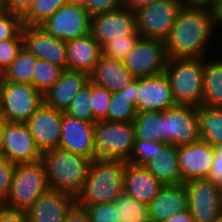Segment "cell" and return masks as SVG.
Here are the masks:
<instances>
[{
    "instance_id": "obj_1",
    "label": "cell",
    "mask_w": 222,
    "mask_h": 222,
    "mask_svg": "<svg viewBox=\"0 0 222 222\" xmlns=\"http://www.w3.org/2000/svg\"><path fill=\"white\" fill-rule=\"evenodd\" d=\"M215 28L213 10L182 7L164 41L168 58H206Z\"/></svg>"
},
{
    "instance_id": "obj_2",
    "label": "cell",
    "mask_w": 222,
    "mask_h": 222,
    "mask_svg": "<svg viewBox=\"0 0 222 222\" xmlns=\"http://www.w3.org/2000/svg\"><path fill=\"white\" fill-rule=\"evenodd\" d=\"M50 189L74 196L82 193L92 159L60 148L42 153Z\"/></svg>"
},
{
    "instance_id": "obj_3",
    "label": "cell",
    "mask_w": 222,
    "mask_h": 222,
    "mask_svg": "<svg viewBox=\"0 0 222 222\" xmlns=\"http://www.w3.org/2000/svg\"><path fill=\"white\" fill-rule=\"evenodd\" d=\"M123 160L96 158L92 160L79 205L114 202L123 191Z\"/></svg>"
},
{
    "instance_id": "obj_4",
    "label": "cell",
    "mask_w": 222,
    "mask_h": 222,
    "mask_svg": "<svg viewBox=\"0 0 222 222\" xmlns=\"http://www.w3.org/2000/svg\"><path fill=\"white\" fill-rule=\"evenodd\" d=\"M176 104L200 107L203 100L204 58H172L164 70Z\"/></svg>"
},
{
    "instance_id": "obj_5",
    "label": "cell",
    "mask_w": 222,
    "mask_h": 222,
    "mask_svg": "<svg viewBox=\"0 0 222 222\" xmlns=\"http://www.w3.org/2000/svg\"><path fill=\"white\" fill-rule=\"evenodd\" d=\"M49 189L48 177L41 160L19 163L15 165L9 193L0 204L26 212Z\"/></svg>"
},
{
    "instance_id": "obj_6",
    "label": "cell",
    "mask_w": 222,
    "mask_h": 222,
    "mask_svg": "<svg viewBox=\"0 0 222 222\" xmlns=\"http://www.w3.org/2000/svg\"><path fill=\"white\" fill-rule=\"evenodd\" d=\"M135 140L133 122L96 121L94 124L95 159H113L127 162Z\"/></svg>"
},
{
    "instance_id": "obj_7",
    "label": "cell",
    "mask_w": 222,
    "mask_h": 222,
    "mask_svg": "<svg viewBox=\"0 0 222 222\" xmlns=\"http://www.w3.org/2000/svg\"><path fill=\"white\" fill-rule=\"evenodd\" d=\"M0 97L6 122L26 123L43 104L42 93L33 85L7 81L1 76Z\"/></svg>"
},
{
    "instance_id": "obj_8",
    "label": "cell",
    "mask_w": 222,
    "mask_h": 222,
    "mask_svg": "<svg viewBox=\"0 0 222 222\" xmlns=\"http://www.w3.org/2000/svg\"><path fill=\"white\" fill-rule=\"evenodd\" d=\"M180 0H161L136 10V30L143 38L165 41L174 25L179 11Z\"/></svg>"
},
{
    "instance_id": "obj_9",
    "label": "cell",
    "mask_w": 222,
    "mask_h": 222,
    "mask_svg": "<svg viewBox=\"0 0 222 222\" xmlns=\"http://www.w3.org/2000/svg\"><path fill=\"white\" fill-rule=\"evenodd\" d=\"M168 60L164 41L140 37L122 62L125 68L138 78L163 73Z\"/></svg>"
},
{
    "instance_id": "obj_10",
    "label": "cell",
    "mask_w": 222,
    "mask_h": 222,
    "mask_svg": "<svg viewBox=\"0 0 222 222\" xmlns=\"http://www.w3.org/2000/svg\"><path fill=\"white\" fill-rule=\"evenodd\" d=\"M199 139L197 107L176 104L163 111L162 142L178 147Z\"/></svg>"
},
{
    "instance_id": "obj_11",
    "label": "cell",
    "mask_w": 222,
    "mask_h": 222,
    "mask_svg": "<svg viewBox=\"0 0 222 222\" xmlns=\"http://www.w3.org/2000/svg\"><path fill=\"white\" fill-rule=\"evenodd\" d=\"M91 16L82 6L66 3L40 27L57 39L68 41L90 33Z\"/></svg>"
},
{
    "instance_id": "obj_12",
    "label": "cell",
    "mask_w": 222,
    "mask_h": 222,
    "mask_svg": "<svg viewBox=\"0 0 222 222\" xmlns=\"http://www.w3.org/2000/svg\"><path fill=\"white\" fill-rule=\"evenodd\" d=\"M188 210L194 222H218L220 214V188L208 178L185 182Z\"/></svg>"
},
{
    "instance_id": "obj_13",
    "label": "cell",
    "mask_w": 222,
    "mask_h": 222,
    "mask_svg": "<svg viewBox=\"0 0 222 222\" xmlns=\"http://www.w3.org/2000/svg\"><path fill=\"white\" fill-rule=\"evenodd\" d=\"M136 31L135 13L126 6L91 17L90 33L101 48L109 41L125 39Z\"/></svg>"
},
{
    "instance_id": "obj_14",
    "label": "cell",
    "mask_w": 222,
    "mask_h": 222,
    "mask_svg": "<svg viewBox=\"0 0 222 222\" xmlns=\"http://www.w3.org/2000/svg\"><path fill=\"white\" fill-rule=\"evenodd\" d=\"M23 48L37 59H43L67 70L65 41L47 33L40 26H23Z\"/></svg>"
},
{
    "instance_id": "obj_15",
    "label": "cell",
    "mask_w": 222,
    "mask_h": 222,
    "mask_svg": "<svg viewBox=\"0 0 222 222\" xmlns=\"http://www.w3.org/2000/svg\"><path fill=\"white\" fill-rule=\"evenodd\" d=\"M63 112L42 104L25 123L41 153L59 148Z\"/></svg>"
},
{
    "instance_id": "obj_16",
    "label": "cell",
    "mask_w": 222,
    "mask_h": 222,
    "mask_svg": "<svg viewBox=\"0 0 222 222\" xmlns=\"http://www.w3.org/2000/svg\"><path fill=\"white\" fill-rule=\"evenodd\" d=\"M2 155L14 164L41 160L42 153L25 123L6 122Z\"/></svg>"
},
{
    "instance_id": "obj_17",
    "label": "cell",
    "mask_w": 222,
    "mask_h": 222,
    "mask_svg": "<svg viewBox=\"0 0 222 222\" xmlns=\"http://www.w3.org/2000/svg\"><path fill=\"white\" fill-rule=\"evenodd\" d=\"M177 154L182 184L193 179L208 178L214 161V149L207 141L199 139L178 146Z\"/></svg>"
},
{
    "instance_id": "obj_18",
    "label": "cell",
    "mask_w": 222,
    "mask_h": 222,
    "mask_svg": "<svg viewBox=\"0 0 222 222\" xmlns=\"http://www.w3.org/2000/svg\"><path fill=\"white\" fill-rule=\"evenodd\" d=\"M176 105L165 73L138 77L136 111H165Z\"/></svg>"
},
{
    "instance_id": "obj_19",
    "label": "cell",
    "mask_w": 222,
    "mask_h": 222,
    "mask_svg": "<svg viewBox=\"0 0 222 222\" xmlns=\"http://www.w3.org/2000/svg\"><path fill=\"white\" fill-rule=\"evenodd\" d=\"M94 124L79 120L63 112L59 148L95 159Z\"/></svg>"
},
{
    "instance_id": "obj_20",
    "label": "cell",
    "mask_w": 222,
    "mask_h": 222,
    "mask_svg": "<svg viewBox=\"0 0 222 222\" xmlns=\"http://www.w3.org/2000/svg\"><path fill=\"white\" fill-rule=\"evenodd\" d=\"M76 202L74 196L49 189L26 211L28 222H64Z\"/></svg>"
},
{
    "instance_id": "obj_21",
    "label": "cell",
    "mask_w": 222,
    "mask_h": 222,
    "mask_svg": "<svg viewBox=\"0 0 222 222\" xmlns=\"http://www.w3.org/2000/svg\"><path fill=\"white\" fill-rule=\"evenodd\" d=\"M88 82V74L65 70L61 77L42 93L43 104L65 112L79 90Z\"/></svg>"
},
{
    "instance_id": "obj_22",
    "label": "cell",
    "mask_w": 222,
    "mask_h": 222,
    "mask_svg": "<svg viewBox=\"0 0 222 222\" xmlns=\"http://www.w3.org/2000/svg\"><path fill=\"white\" fill-rule=\"evenodd\" d=\"M188 210L185 183L163 186L148 205L150 222H163L172 215Z\"/></svg>"
},
{
    "instance_id": "obj_23",
    "label": "cell",
    "mask_w": 222,
    "mask_h": 222,
    "mask_svg": "<svg viewBox=\"0 0 222 222\" xmlns=\"http://www.w3.org/2000/svg\"><path fill=\"white\" fill-rule=\"evenodd\" d=\"M163 186L144 166L126 162L123 170V190L134 199L149 205Z\"/></svg>"
},
{
    "instance_id": "obj_24",
    "label": "cell",
    "mask_w": 222,
    "mask_h": 222,
    "mask_svg": "<svg viewBox=\"0 0 222 222\" xmlns=\"http://www.w3.org/2000/svg\"><path fill=\"white\" fill-rule=\"evenodd\" d=\"M67 70L90 74L102 56V48L91 33L65 42Z\"/></svg>"
},
{
    "instance_id": "obj_25",
    "label": "cell",
    "mask_w": 222,
    "mask_h": 222,
    "mask_svg": "<svg viewBox=\"0 0 222 222\" xmlns=\"http://www.w3.org/2000/svg\"><path fill=\"white\" fill-rule=\"evenodd\" d=\"M121 60L101 56L89 74V81L107 88L111 93L119 92L135 80Z\"/></svg>"
},
{
    "instance_id": "obj_26",
    "label": "cell",
    "mask_w": 222,
    "mask_h": 222,
    "mask_svg": "<svg viewBox=\"0 0 222 222\" xmlns=\"http://www.w3.org/2000/svg\"><path fill=\"white\" fill-rule=\"evenodd\" d=\"M144 167L164 186L182 184L177 146L165 143L162 147H156L153 158Z\"/></svg>"
},
{
    "instance_id": "obj_27",
    "label": "cell",
    "mask_w": 222,
    "mask_h": 222,
    "mask_svg": "<svg viewBox=\"0 0 222 222\" xmlns=\"http://www.w3.org/2000/svg\"><path fill=\"white\" fill-rule=\"evenodd\" d=\"M203 86L202 105L222 108V59L204 58Z\"/></svg>"
},
{
    "instance_id": "obj_28",
    "label": "cell",
    "mask_w": 222,
    "mask_h": 222,
    "mask_svg": "<svg viewBox=\"0 0 222 222\" xmlns=\"http://www.w3.org/2000/svg\"><path fill=\"white\" fill-rule=\"evenodd\" d=\"M197 111L200 139L212 147L222 144V108L201 105Z\"/></svg>"
},
{
    "instance_id": "obj_29",
    "label": "cell",
    "mask_w": 222,
    "mask_h": 222,
    "mask_svg": "<svg viewBox=\"0 0 222 222\" xmlns=\"http://www.w3.org/2000/svg\"><path fill=\"white\" fill-rule=\"evenodd\" d=\"M163 111L137 112L133 124L135 139L162 142Z\"/></svg>"
},
{
    "instance_id": "obj_30",
    "label": "cell",
    "mask_w": 222,
    "mask_h": 222,
    "mask_svg": "<svg viewBox=\"0 0 222 222\" xmlns=\"http://www.w3.org/2000/svg\"><path fill=\"white\" fill-rule=\"evenodd\" d=\"M36 61L37 58L22 47L16 59L4 71L1 77L7 81L32 85Z\"/></svg>"
},
{
    "instance_id": "obj_31",
    "label": "cell",
    "mask_w": 222,
    "mask_h": 222,
    "mask_svg": "<svg viewBox=\"0 0 222 222\" xmlns=\"http://www.w3.org/2000/svg\"><path fill=\"white\" fill-rule=\"evenodd\" d=\"M114 203L119 222H150L148 205L134 199L124 190Z\"/></svg>"
},
{
    "instance_id": "obj_32",
    "label": "cell",
    "mask_w": 222,
    "mask_h": 222,
    "mask_svg": "<svg viewBox=\"0 0 222 222\" xmlns=\"http://www.w3.org/2000/svg\"><path fill=\"white\" fill-rule=\"evenodd\" d=\"M137 114L135 105L130 98L119 92L112 93L107 116L104 120L112 122H133Z\"/></svg>"
},
{
    "instance_id": "obj_33",
    "label": "cell",
    "mask_w": 222,
    "mask_h": 222,
    "mask_svg": "<svg viewBox=\"0 0 222 222\" xmlns=\"http://www.w3.org/2000/svg\"><path fill=\"white\" fill-rule=\"evenodd\" d=\"M68 0H34L28 12L22 17L24 26H40Z\"/></svg>"
},
{
    "instance_id": "obj_34",
    "label": "cell",
    "mask_w": 222,
    "mask_h": 222,
    "mask_svg": "<svg viewBox=\"0 0 222 222\" xmlns=\"http://www.w3.org/2000/svg\"><path fill=\"white\" fill-rule=\"evenodd\" d=\"M65 71L63 67L54 65L43 59H37L33 72L32 85L44 93L50 88Z\"/></svg>"
},
{
    "instance_id": "obj_35",
    "label": "cell",
    "mask_w": 222,
    "mask_h": 222,
    "mask_svg": "<svg viewBox=\"0 0 222 222\" xmlns=\"http://www.w3.org/2000/svg\"><path fill=\"white\" fill-rule=\"evenodd\" d=\"M91 81L79 90L69 107L64 112L70 117L83 120L86 122H94V116L91 109Z\"/></svg>"
},
{
    "instance_id": "obj_36",
    "label": "cell",
    "mask_w": 222,
    "mask_h": 222,
    "mask_svg": "<svg viewBox=\"0 0 222 222\" xmlns=\"http://www.w3.org/2000/svg\"><path fill=\"white\" fill-rule=\"evenodd\" d=\"M140 37V33L136 31L132 36L125 37V39H114L109 41L102 47V55L122 61L132 50Z\"/></svg>"
},
{
    "instance_id": "obj_37",
    "label": "cell",
    "mask_w": 222,
    "mask_h": 222,
    "mask_svg": "<svg viewBox=\"0 0 222 222\" xmlns=\"http://www.w3.org/2000/svg\"><path fill=\"white\" fill-rule=\"evenodd\" d=\"M112 93L103 86L91 82V109L94 122L104 120L111 100Z\"/></svg>"
},
{
    "instance_id": "obj_38",
    "label": "cell",
    "mask_w": 222,
    "mask_h": 222,
    "mask_svg": "<svg viewBox=\"0 0 222 222\" xmlns=\"http://www.w3.org/2000/svg\"><path fill=\"white\" fill-rule=\"evenodd\" d=\"M164 144L165 142L135 139L133 151L127 163L138 166H145L153 158V155L156 152V147H162Z\"/></svg>"
},
{
    "instance_id": "obj_39",
    "label": "cell",
    "mask_w": 222,
    "mask_h": 222,
    "mask_svg": "<svg viewBox=\"0 0 222 222\" xmlns=\"http://www.w3.org/2000/svg\"><path fill=\"white\" fill-rule=\"evenodd\" d=\"M22 17L10 11L0 14V41L7 39H22Z\"/></svg>"
},
{
    "instance_id": "obj_40",
    "label": "cell",
    "mask_w": 222,
    "mask_h": 222,
    "mask_svg": "<svg viewBox=\"0 0 222 222\" xmlns=\"http://www.w3.org/2000/svg\"><path fill=\"white\" fill-rule=\"evenodd\" d=\"M80 206L87 211L90 222H119L114 202Z\"/></svg>"
},
{
    "instance_id": "obj_41",
    "label": "cell",
    "mask_w": 222,
    "mask_h": 222,
    "mask_svg": "<svg viewBox=\"0 0 222 222\" xmlns=\"http://www.w3.org/2000/svg\"><path fill=\"white\" fill-rule=\"evenodd\" d=\"M23 47V39H7L0 41V76L16 59Z\"/></svg>"
},
{
    "instance_id": "obj_42",
    "label": "cell",
    "mask_w": 222,
    "mask_h": 222,
    "mask_svg": "<svg viewBox=\"0 0 222 222\" xmlns=\"http://www.w3.org/2000/svg\"><path fill=\"white\" fill-rule=\"evenodd\" d=\"M15 165L0 154V203L9 193Z\"/></svg>"
},
{
    "instance_id": "obj_43",
    "label": "cell",
    "mask_w": 222,
    "mask_h": 222,
    "mask_svg": "<svg viewBox=\"0 0 222 222\" xmlns=\"http://www.w3.org/2000/svg\"><path fill=\"white\" fill-rule=\"evenodd\" d=\"M124 6V0H87L84 8L92 17L96 14L118 10Z\"/></svg>"
},
{
    "instance_id": "obj_44",
    "label": "cell",
    "mask_w": 222,
    "mask_h": 222,
    "mask_svg": "<svg viewBox=\"0 0 222 222\" xmlns=\"http://www.w3.org/2000/svg\"><path fill=\"white\" fill-rule=\"evenodd\" d=\"M34 0H4V6L6 11H10L13 14L23 17Z\"/></svg>"
},
{
    "instance_id": "obj_45",
    "label": "cell",
    "mask_w": 222,
    "mask_h": 222,
    "mask_svg": "<svg viewBox=\"0 0 222 222\" xmlns=\"http://www.w3.org/2000/svg\"><path fill=\"white\" fill-rule=\"evenodd\" d=\"M0 222H28L25 211L14 210L0 204Z\"/></svg>"
},
{
    "instance_id": "obj_46",
    "label": "cell",
    "mask_w": 222,
    "mask_h": 222,
    "mask_svg": "<svg viewBox=\"0 0 222 222\" xmlns=\"http://www.w3.org/2000/svg\"><path fill=\"white\" fill-rule=\"evenodd\" d=\"M64 222H90L87 211L77 202L67 212Z\"/></svg>"
},
{
    "instance_id": "obj_47",
    "label": "cell",
    "mask_w": 222,
    "mask_h": 222,
    "mask_svg": "<svg viewBox=\"0 0 222 222\" xmlns=\"http://www.w3.org/2000/svg\"><path fill=\"white\" fill-rule=\"evenodd\" d=\"M208 179L217 185L222 181V157L214 153V161Z\"/></svg>"
},
{
    "instance_id": "obj_48",
    "label": "cell",
    "mask_w": 222,
    "mask_h": 222,
    "mask_svg": "<svg viewBox=\"0 0 222 222\" xmlns=\"http://www.w3.org/2000/svg\"><path fill=\"white\" fill-rule=\"evenodd\" d=\"M120 92L125 93L130 98V102L136 105V100L138 96V78L129 83Z\"/></svg>"
},
{
    "instance_id": "obj_49",
    "label": "cell",
    "mask_w": 222,
    "mask_h": 222,
    "mask_svg": "<svg viewBox=\"0 0 222 222\" xmlns=\"http://www.w3.org/2000/svg\"><path fill=\"white\" fill-rule=\"evenodd\" d=\"M163 222H194L193 216L189 210L172 215L169 219Z\"/></svg>"
},
{
    "instance_id": "obj_50",
    "label": "cell",
    "mask_w": 222,
    "mask_h": 222,
    "mask_svg": "<svg viewBox=\"0 0 222 222\" xmlns=\"http://www.w3.org/2000/svg\"><path fill=\"white\" fill-rule=\"evenodd\" d=\"M161 1V0H126L125 6L135 12L141 7L150 5L154 2Z\"/></svg>"
},
{
    "instance_id": "obj_51",
    "label": "cell",
    "mask_w": 222,
    "mask_h": 222,
    "mask_svg": "<svg viewBox=\"0 0 222 222\" xmlns=\"http://www.w3.org/2000/svg\"><path fill=\"white\" fill-rule=\"evenodd\" d=\"M182 7L208 8L209 0H180Z\"/></svg>"
},
{
    "instance_id": "obj_52",
    "label": "cell",
    "mask_w": 222,
    "mask_h": 222,
    "mask_svg": "<svg viewBox=\"0 0 222 222\" xmlns=\"http://www.w3.org/2000/svg\"><path fill=\"white\" fill-rule=\"evenodd\" d=\"M214 12V23L218 27L222 24V3L213 9Z\"/></svg>"
},
{
    "instance_id": "obj_53",
    "label": "cell",
    "mask_w": 222,
    "mask_h": 222,
    "mask_svg": "<svg viewBox=\"0 0 222 222\" xmlns=\"http://www.w3.org/2000/svg\"><path fill=\"white\" fill-rule=\"evenodd\" d=\"M5 127H6V121L5 120L0 121V154H2Z\"/></svg>"
},
{
    "instance_id": "obj_54",
    "label": "cell",
    "mask_w": 222,
    "mask_h": 222,
    "mask_svg": "<svg viewBox=\"0 0 222 222\" xmlns=\"http://www.w3.org/2000/svg\"><path fill=\"white\" fill-rule=\"evenodd\" d=\"M221 3H222V0H209V9L213 10L215 7H217Z\"/></svg>"
},
{
    "instance_id": "obj_55",
    "label": "cell",
    "mask_w": 222,
    "mask_h": 222,
    "mask_svg": "<svg viewBox=\"0 0 222 222\" xmlns=\"http://www.w3.org/2000/svg\"><path fill=\"white\" fill-rule=\"evenodd\" d=\"M86 1L87 0H68L69 3L82 7H85Z\"/></svg>"
},
{
    "instance_id": "obj_56",
    "label": "cell",
    "mask_w": 222,
    "mask_h": 222,
    "mask_svg": "<svg viewBox=\"0 0 222 222\" xmlns=\"http://www.w3.org/2000/svg\"><path fill=\"white\" fill-rule=\"evenodd\" d=\"M213 149H214V153H215L218 157H222V144L213 147Z\"/></svg>"
},
{
    "instance_id": "obj_57",
    "label": "cell",
    "mask_w": 222,
    "mask_h": 222,
    "mask_svg": "<svg viewBox=\"0 0 222 222\" xmlns=\"http://www.w3.org/2000/svg\"><path fill=\"white\" fill-rule=\"evenodd\" d=\"M5 10L4 0H0V14H2Z\"/></svg>"
},
{
    "instance_id": "obj_58",
    "label": "cell",
    "mask_w": 222,
    "mask_h": 222,
    "mask_svg": "<svg viewBox=\"0 0 222 222\" xmlns=\"http://www.w3.org/2000/svg\"><path fill=\"white\" fill-rule=\"evenodd\" d=\"M4 120L3 111H2V102L0 97V121Z\"/></svg>"
},
{
    "instance_id": "obj_59",
    "label": "cell",
    "mask_w": 222,
    "mask_h": 222,
    "mask_svg": "<svg viewBox=\"0 0 222 222\" xmlns=\"http://www.w3.org/2000/svg\"><path fill=\"white\" fill-rule=\"evenodd\" d=\"M219 204H220V214H221V216H222V190L220 191Z\"/></svg>"
},
{
    "instance_id": "obj_60",
    "label": "cell",
    "mask_w": 222,
    "mask_h": 222,
    "mask_svg": "<svg viewBox=\"0 0 222 222\" xmlns=\"http://www.w3.org/2000/svg\"><path fill=\"white\" fill-rule=\"evenodd\" d=\"M220 190H222V181L218 184Z\"/></svg>"
},
{
    "instance_id": "obj_61",
    "label": "cell",
    "mask_w": 222,
    "mask_h": 222,
    "mask_svg": "<svg viewBox=\"0 0 222 222\" xmlns=\"http://www.w3.org/2000/svg\"><path fill=\"white\" fill-rule=\"evenodd\" d=\"M218 222H222V216H220V218H219Z\"/></svg>"
}]
</instances>
